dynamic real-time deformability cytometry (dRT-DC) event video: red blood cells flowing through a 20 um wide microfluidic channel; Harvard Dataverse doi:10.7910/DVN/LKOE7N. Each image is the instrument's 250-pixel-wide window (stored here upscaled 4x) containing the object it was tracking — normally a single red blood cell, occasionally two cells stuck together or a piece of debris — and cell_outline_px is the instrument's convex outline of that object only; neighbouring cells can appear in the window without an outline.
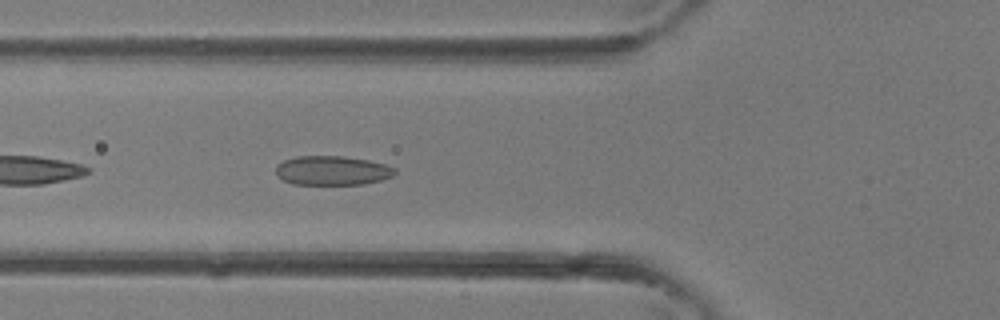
{"species": "common noctule bat (a hibernating species)", "species_latin": "Nyctalus noctula", "temperature_condition": "room temperature", "stored_images_in_passage": 3, "camera_frame_rate_fps": 3000, "um_per_image_px": 0.085, "animal": {"sex": "female"}, "frame": {"image": 1, "passage_image": 3, "time_ms": 0.667, "image_size_px": [1000, 320], "cell_outline_px": [[396, 172], [392, 176], [380, 180], [364, 184], [292, 184], [276, 176], [276, 164], [284, 160], [296, 156], [344, 156], [368, 160], [384, 164], [396, 168]], "centroid_in_image_um": [28.21, 14.49], "position_along_channel_um": 97.6, "area_um2": 20.35}}